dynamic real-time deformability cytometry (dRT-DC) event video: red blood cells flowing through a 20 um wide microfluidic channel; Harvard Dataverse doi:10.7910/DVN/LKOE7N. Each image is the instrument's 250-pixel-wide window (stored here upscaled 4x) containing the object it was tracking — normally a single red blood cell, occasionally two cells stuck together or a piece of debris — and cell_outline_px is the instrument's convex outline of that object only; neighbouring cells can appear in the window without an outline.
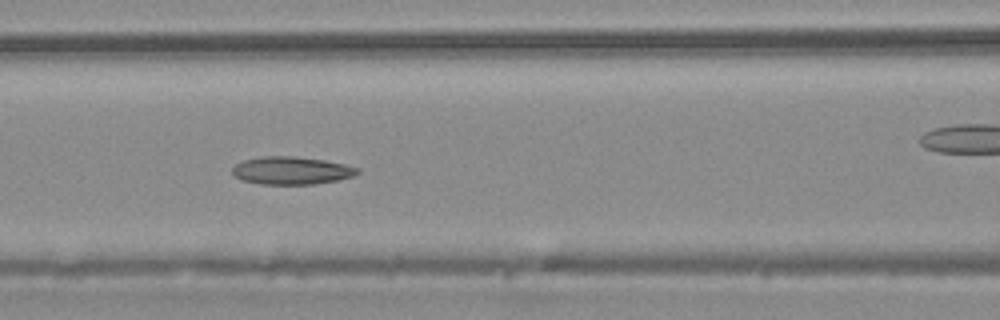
{"species": "common noctule bat (a hibernating species)", "species_latin": "Nyctalus noctula", "temperature_condition": "warm", "stored_images_in_passage": 37, "camera_frame_rate_fps": 3000, "um_per_image_px": 0.085, "animal": {"sex": "male", "body_mass_g": 20.4}, "frame": {"image": 1, "passage_image": 11, "time_ms": 3.333, "image_size_px": [1000, 320], "cell_outline_px": [[360, 172], [352, 176], [336, 180], [312, 184], [260, 184], [240, 180], [232, 176], [232, 168], [236, 164], [244, 160], [260, 156], [292, 156], [324, 160], [344, 164], [360, 168]], "centroid_in_image_um": [24.73, 14.49], "position_along_channel_um": 141.9, "area_um2": 20.29}}
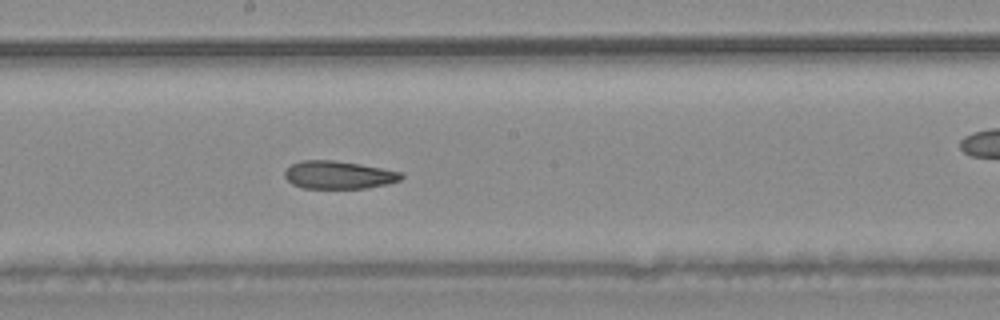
{"frame": {"image": 2, "passage_image": 16, "time_ms": 5.0, "image_size_px": [1000, 320], "cell_outline_px": [[404, 176], [400, 180], [388, 184], [364, 188], [304, 188], [292, 184], [284, 176], [284, 172], [292, 164], [300, 160], [332, 160], [360, 164], [400, 172]], "centroid_in_image_um": [28.76, 14.87], "position_along_channel_um": 219.4, "area_um2": 18.79}}